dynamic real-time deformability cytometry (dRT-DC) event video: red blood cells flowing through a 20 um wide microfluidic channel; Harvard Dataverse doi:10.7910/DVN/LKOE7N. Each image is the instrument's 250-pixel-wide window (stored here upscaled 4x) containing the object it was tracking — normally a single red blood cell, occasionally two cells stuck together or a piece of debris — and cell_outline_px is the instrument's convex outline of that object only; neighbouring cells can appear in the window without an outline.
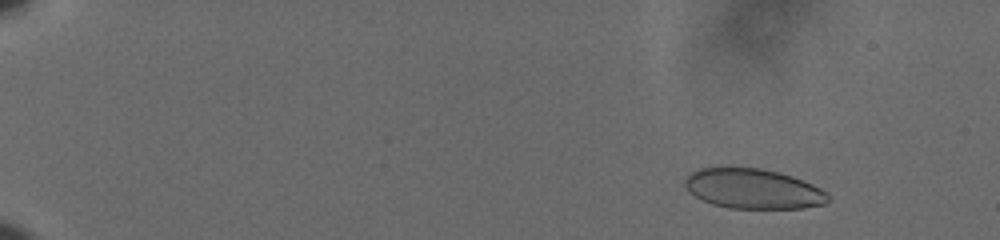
{"species": "human", "species_latin": "Homo sapiens", "temperature_condition": "cold", "stored_images_in_passage": 60, "camera_frame_rate_fps": 3000, "um_per_image_px": 0.085, "donor": {"sex": "male"}, "frame": {"image": 1, "passage_image": 8, "time_ms": 2.333, "image_size_px": [1000, 240], "cell_outline_px": [[832, 196], [824, 204], [804, 208], [728, 208], [712, 204], [696, 196], [684, 184], [684, 180], [692, 172], [700, 168], [720, 164], [760, 168], [792, 176], [812, 184], [820, 188]], "centroid_in_image_um": [64.0, 16.01], "position_along_channel_um": 21.0, "area_um2": 33.81}}
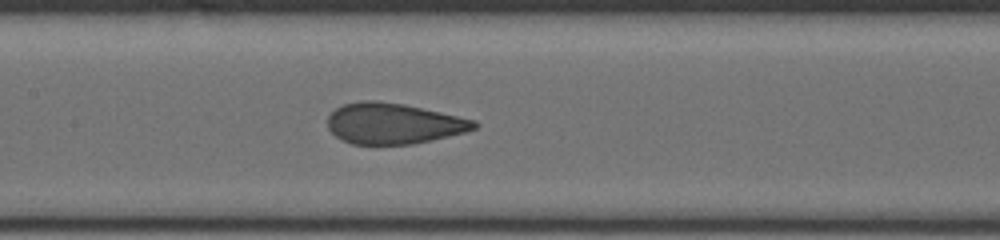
{"frame": {"image": 2, "passage_image": 33, "time_ms": 10.667, "image_size_px": [1000, 240], "cell_outline_px": [[480, 124], [476, 128], [464, 132], [432, 140], [412, 144], [352, 144], [336, 136], [328, 128], [328, 116], [336, 108], [344, 104], [360, 100], [376, 100], [404, 104], [476, 120]], "centroid_in_image_um": [33.45, 10.49], "position_along_channel_um": 174.0, "area_um2": 34.74}}
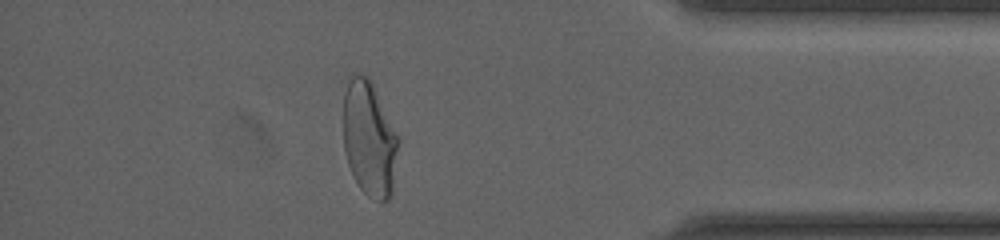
{"frame": {"image": 3, "passage_image": 54, "time_ms": 17.667, "image_size_px": [1000, 240], "cell_outline_px": [[400, 140], [392, 196], [388, 200], [380, 204], [368, 196], [360, 188], [352, 176], [348, 164], [344, 148], [344, 92], [348, 80], [356, 72], [368, 76], [400, 136]], "centroid_in_image_um": [31.42, 11.84], "position_along_channel_um": 403.8, "area_um2": 37.69}, "authors_computed_cell_mechanics": {"area_um2": 35.3447, "velocity_mm_per_s": 3.6261, "shape_relaxation_time_tau1_ms": 5.8562, "shape_relaxation_time_tau2_ms": null, "deformation_change_tau1": 0.173, "deformation_change_tau2": null}}